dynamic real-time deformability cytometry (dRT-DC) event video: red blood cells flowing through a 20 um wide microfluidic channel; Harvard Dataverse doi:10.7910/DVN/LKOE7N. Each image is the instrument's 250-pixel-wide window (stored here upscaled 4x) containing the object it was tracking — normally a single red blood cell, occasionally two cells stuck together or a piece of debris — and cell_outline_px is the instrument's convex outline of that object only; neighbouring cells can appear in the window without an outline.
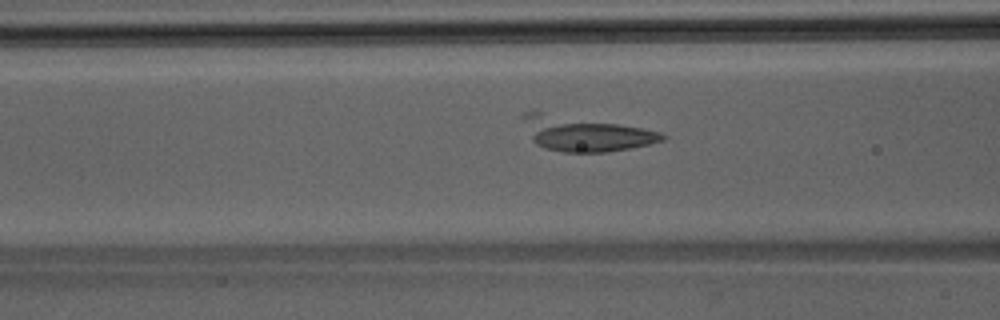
{"species": "Egyptian fruit bat (a non-hibernating species)", "species_latin": "Rousettus aegyptiacus", "temperature_condition": "room temperature", "stored_images_in_passage": 36, "camera_frame_rate_fps": 3000, "um_per_image_px": 0.085, "animal": {"sex": "male"}, "frame": {"image": 1, "passage_image": 8, "time_ms": 2.333, "image_size_px": [1000, 320], "cell_outline_px": [[668, 136], [664, 140], [632, 148], [608, 152], [564, 152], [544, 148], [536, 144], [532, 140], [520, 116], [524, 112], [540, 112], [620, 124], [660, 132]], "centroid_in_image_um": [49.71, 11.38], "position_along_channel_um": 116.9, "area_um2": 27.74}}
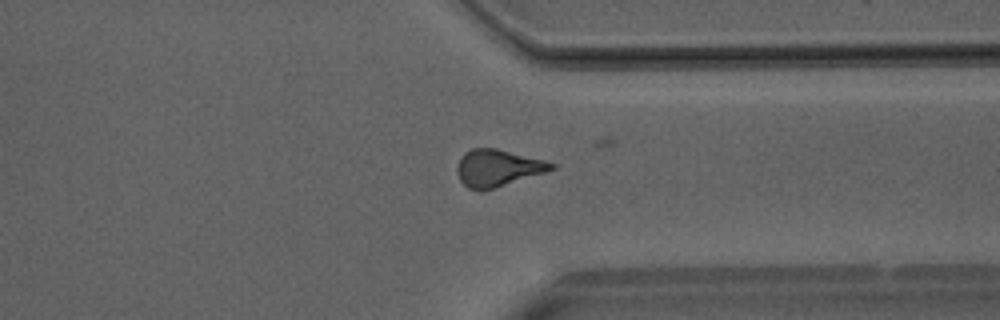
{"frame": {"image": 2, "passage_image": 25, "time_ms": 8.0, "image_size_px": [1000, 320], "cell_outline_px": [[556, 168], [544, 172], [480, 192], [468, 188], [460, 180], [456, 168], [464, 152], [472, 148], [496, 148], [544, 160], [556, 164]], "centroid_in_image_um": [42.27, 14.27], "position_along_channel_um": 369.1, "area_um2": 20.0}}
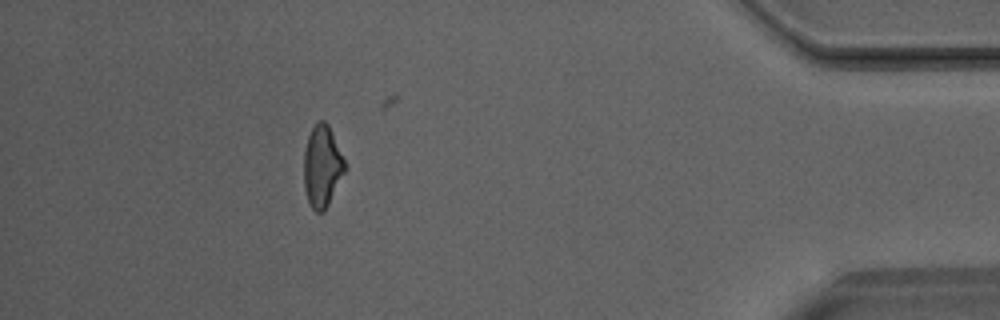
{"frame": {"image": 3, "passage_image": 31, "time_ms": 10.0, "image_size_px": [1000, 320], "cell_outline_px": [[344, 172], [324, 212], [316, 212], [312, 208], [308, 200], [304, 188], [304, 152], [308, 136], [316, 120], [324, 120], [328, 124], [344, 160]], "centroid_in_image_um": [27.35, 14.12], "position_along_channel_um": 407.8, "area_um2": 19.13}}